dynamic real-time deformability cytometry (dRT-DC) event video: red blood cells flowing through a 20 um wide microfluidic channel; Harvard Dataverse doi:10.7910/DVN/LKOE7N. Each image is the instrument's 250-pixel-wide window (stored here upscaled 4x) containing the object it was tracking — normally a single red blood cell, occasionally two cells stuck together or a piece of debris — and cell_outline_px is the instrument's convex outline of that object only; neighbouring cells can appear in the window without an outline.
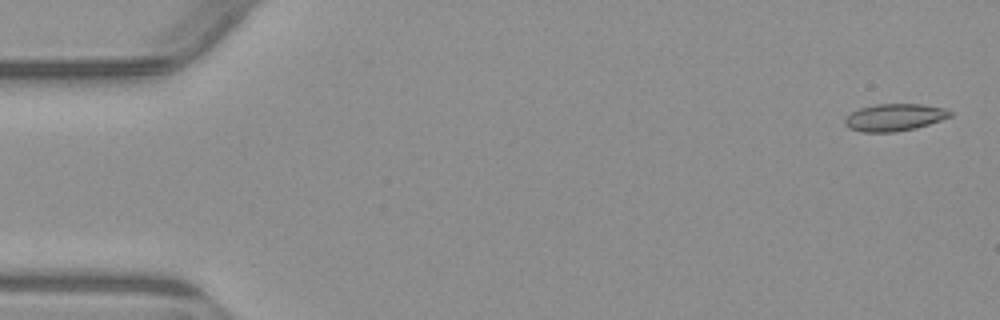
{"species": "common noctule bat (a hibernating species)", "species_latin": "Nyctalus noctula", "temperature_condition": "warm", "stored_images_in_passage": 4, "camera_frame_rate_fps": 3000, "um_per_image_px": 0.085, "animal": {"sex": "male", "body_mass_g": 23.1, "forearm_length_mm": 52.7}, "frame": {"image": 1, "passage_image": 1, "time_ms": 0.0, "image_size_px": [1000, 320], "cell_outline_px": [[952, 116], [916, 128], [896, 132], [860, 132], [848, 128], [844, 124], [844, 120], [852, 112], [860, 108], [876, 104], [920, 104], [944, 108], [952, 112]], "centroid_in_image_um": [76.01, 9.98], "position_along_channel_um": 9.0, "area_um2": 16.65}}
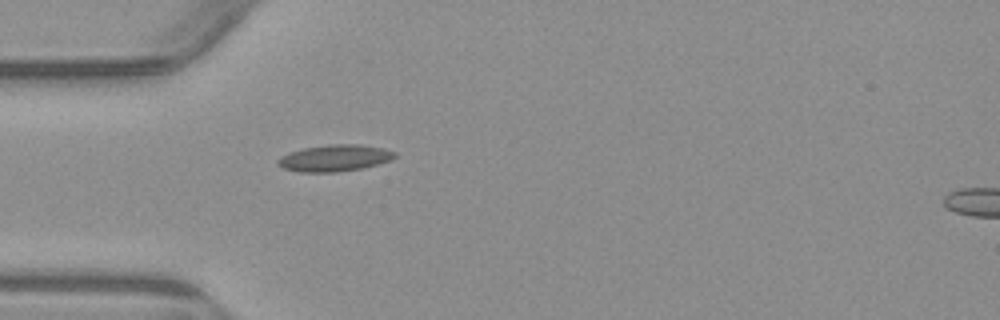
{"frame": {"image": 2, "passage_image": 4, "time_ms": 4.667, "image_size_px": [1000, 320], "cell_outline_px": [[396, 156], [392, 160], [364, 168], [336, 172], [300, 172], [284, 168], [276, 160], [280, 156], [304, 148], [328, 144], [360, 144], [384, 148], [396, 152]], "centroid_in_image_um": [28.5, 13.43], "position_along_channel_um": 56.5, "area_um2": 18.15}}